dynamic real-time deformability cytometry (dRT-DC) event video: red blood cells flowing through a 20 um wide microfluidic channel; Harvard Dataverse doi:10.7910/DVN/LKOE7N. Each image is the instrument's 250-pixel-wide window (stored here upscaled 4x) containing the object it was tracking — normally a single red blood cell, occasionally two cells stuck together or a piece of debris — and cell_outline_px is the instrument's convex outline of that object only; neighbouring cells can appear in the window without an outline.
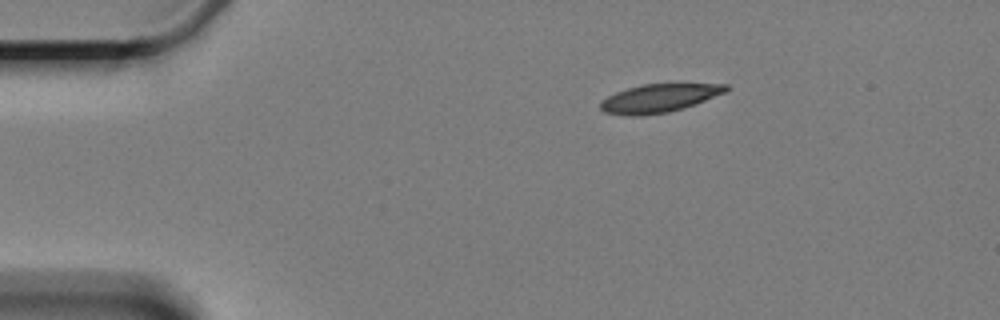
{"species": "Egyptian fruit bat (a non-hibernating species)", "species_latin": "Rousettus aegyptiacus", "temperature_condition": "cold", "stored_images_in_passage": 3, "segment_of_instrument_passage": [1, 2], "camera_frame_rate_fps": 3000, "um_per_image_px": 0.085, "animal": {"sex": "female"}, "frame": {"image": 1, "passage_image": 1, "time_ms": 0.0, "image_size_px": [1000, 320], "cell_outline_px": [[728, 92], [684, 108], [668, 112], [640, 116], [632, 116], [604, 112], [600, 108], [600, 100], [616, 92], [640, 84], [728, 84]], "centroid_in_image_um": [56.03, 8.35], "position_along_channel_um": 29.0, "area_um2": 20.75}}